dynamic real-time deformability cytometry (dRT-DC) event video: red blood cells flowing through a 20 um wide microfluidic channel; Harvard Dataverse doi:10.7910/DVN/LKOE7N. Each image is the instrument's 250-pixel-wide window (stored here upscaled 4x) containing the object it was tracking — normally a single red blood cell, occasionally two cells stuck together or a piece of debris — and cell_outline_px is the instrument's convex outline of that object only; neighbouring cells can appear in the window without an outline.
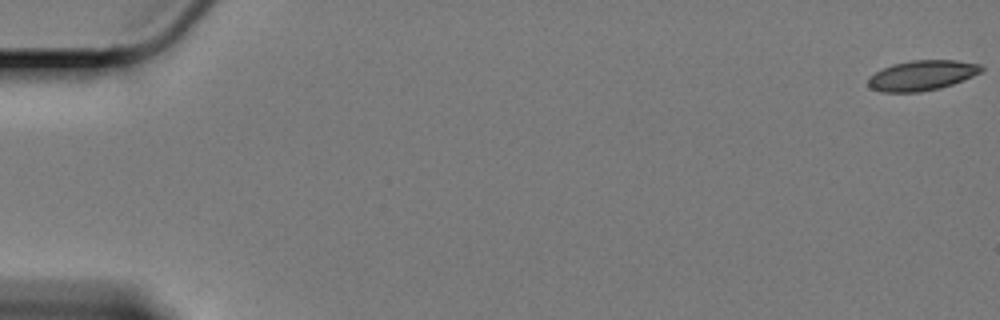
{"species": "Egyptian fruit bat (a non-hibernating species)", "species_latin": "Rousettus aegyptiacus", "temperature_condition": "cold", "stored_images_in_passage": 61, "camera_frame_rate_fps": 3000, "um_per_image_px": 0.085, "animal": {"sex": "female"}, "frame": {"image": 1, "passage_image": 1, "time_ms": 0.0, "image_size_px": [1000, 320], "cell_outline_px": [[984, 68], [980, 72], [972, 76], [952, 84], [940, 88], [920, 92], [880, 92], [872, 88], [868, 84], [868, 80], [876, 72], [892, 64], [912, 60], [956, 60], [980, 64]], "centroid_in_image_um": [78.38, 6.41], "position_along_channel_um": 6.6, "area_um2": 19.65}}
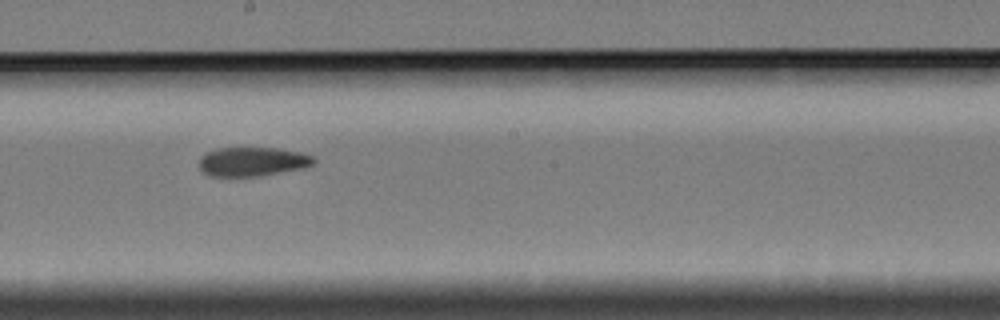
{"frame": {"image": 2, "passage_image": 35, "time_ms": 11.333, "image_size_px": [1000, 320], "cell_outline_px": [[316, 160], [312, 164], [304, 168], [260, 176], [208, 176], [200, 168], [200, 156], [204, 152], [216, 148], [280, 148], [300, 152], [316, 156]], "centroid_in_image_um": [21.47, 13.73], "position_along_channel_um": 226.7, "area_um2": 19.65}}
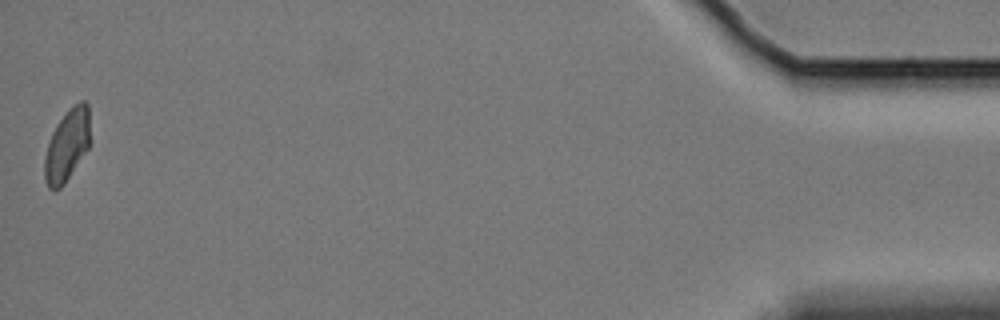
{"frame": {"image": 3, "passage_image": 61, "time_ms": 20.0, "image_size_px": [1000, 320], "cell_outline_px": [[92, 140], [88, 148], [64, 184], [60, 188], [48, 188], [44, 176], [44, 160], [48, 144], [52, 132], [56, 124], [68, 108], [80, 100], [84, 100], [88, 104]], "centroid_in_image_um": [5.74, 12.28], "position_along_channel_um": 429.5, "area_um2": 19.36}, "authors_computed_cell_mechanics": {"area_um2": 20.5768, "velocity_mm_per_s": 3.3369, "shape_relaxation_time_tau1_ms": 6.8458, "shape_relaxation_time_tau2_ms": 3.5878, "deformation_change_tau1": 0.1458, "deformation_change_tau2": 0.0729}}